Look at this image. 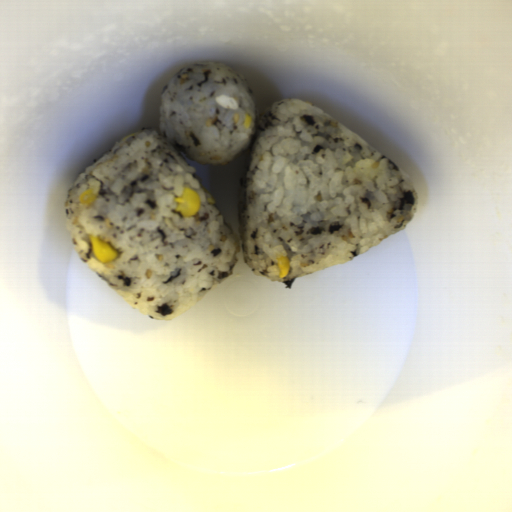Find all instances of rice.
<instances>
[{"mask_svg": "<svg viewBox=\"0 0 512 512\" xmlns=\"http://www.w3.org/2000/svg\"><path fill=\"white\" fill-rule=\"evenodd\" d=\"M183 153L197 163L246 157L239 236ZM184 187L200 198L191 216L176 211ZM88 188L96 197L83 204ZM418 204L404 169L314 102L288 98L259 112L244 75L204 60L168 79L156 128L120 138L76 176L64 217L77 258L131 307L166 322L227 280L239 252L252 274L289 282L366 253L402 231ZM89 235L117 257L95 258Z\"/></svg>", "mask_w": 512, "mask_h": 512, "instance_id": "1", "label": "rice"}]
</instances>
